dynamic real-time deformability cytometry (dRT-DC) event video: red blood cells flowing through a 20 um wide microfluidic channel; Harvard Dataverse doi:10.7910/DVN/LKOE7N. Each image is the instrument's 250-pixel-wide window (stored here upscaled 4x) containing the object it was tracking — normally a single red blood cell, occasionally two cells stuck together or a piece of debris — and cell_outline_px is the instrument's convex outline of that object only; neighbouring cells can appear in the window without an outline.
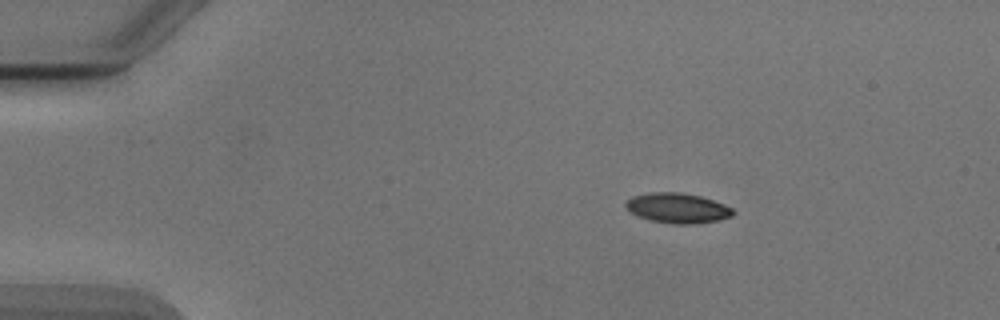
{"species": "Egyptian fruit bat (a non-hibernating species)", "species_latin": "Rousettus aegyptiacus", "temperature_condition": "cold", "stored_images_in_passage": 3, "camera_frame_rate_fps": 3000, "um_per_image_px": 0.085, "animal": {"sex": "male"}, "frame": {"image": 1, "passage_image": 1, "time_ms": 0.0, "image_size_px": [1000, 320], "cell_outline_px": [[736, 212], [732, 216], [716, 220], [692, 224], [672, 224], [652, 220], [640, 216], [632, 212], [624, 204], [632, 196], [648, 192], [680, 192], [700, 196], [724, 204], [732, 208]], "centroid_in_image_um": [57.61, 17.67], "position_along_channel_um": 27.4, "area_um2": 18.55}}